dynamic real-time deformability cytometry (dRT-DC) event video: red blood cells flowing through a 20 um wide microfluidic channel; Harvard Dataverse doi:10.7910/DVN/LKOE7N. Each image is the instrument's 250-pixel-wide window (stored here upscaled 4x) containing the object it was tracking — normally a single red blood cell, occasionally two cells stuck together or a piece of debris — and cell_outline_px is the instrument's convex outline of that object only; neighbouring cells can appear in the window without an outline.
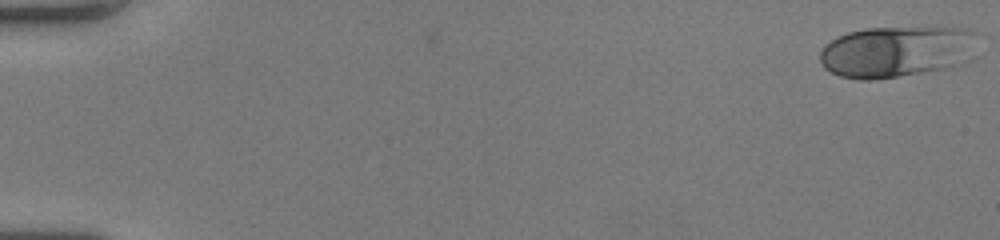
{"species": "human", "species_latin": "Homo sapiens", "temperature_condition": "room temperature", "stored_images_in_passage": 29, "camera_frame_rate_fps": 3000, "um_per_image_px": 0.085, "donor": {"sex": "female"}, "frame": {"image": 1, "passage_image": 1, "time_ms": 0.0, "image_size_px": [1000, 240], "cell_outline_px": [[972, 32], [952, 64], [944, 68], [872, 80], [860, 80], [840, 76], [824, 68], [820, 60], [820, 52], [824, 44], [848, 32], [864, 28], [968, 28]], "centroid_in_image_um": [75.84, 4.38], "position_along_channel_um": 9.2, "area_um2": 44.27}}
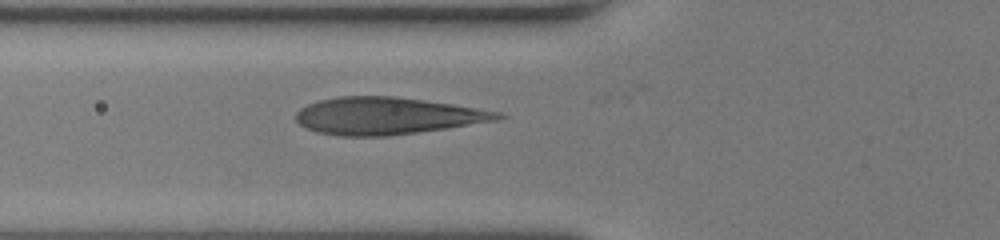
{"frame": {"image": 2, "passage_image": 21, "time_ms": 6.667, "image_size_px": [1000, 240], "cell_outline_px": [[508, 116], [496, 120], [448, 128], [388, 136], [340, 136], [316, 132], [304, 128], [296, 120], [296, 112], [300, 108], [308, 104], [320, 100], [340, 96], [396, 96], [452, 104], [500, 112]], "centroid_in_image_um": [32.87, 9.85], "position_along_channel_um": 92.9, "area_um2": 43.64}}
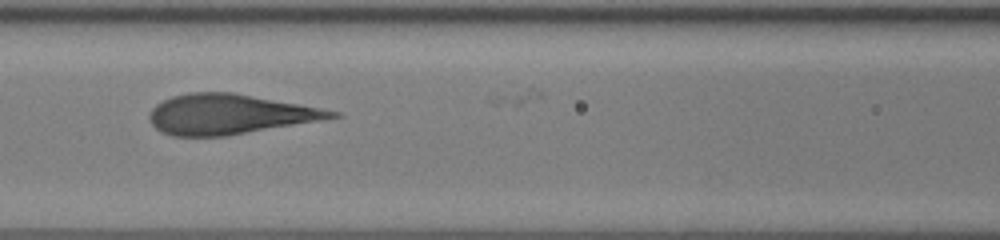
{"frame": {"image": 3, "passage_image": 25, "time_ms": 8.0, "image_size_px": [1000, 240], "cell_outline_px": [[344, 116], [224, 136], [172, 136], [160, 132], [148, 120], [148, 116], [152, 108], [156, 104], [172, 96], [188, 92], [232, 92], [320, 108], [340, 112]], "centroid_in_image_um": [19.44, 9.71], "position_along_channel_um": 147.2, "area_um2": 42.14}}